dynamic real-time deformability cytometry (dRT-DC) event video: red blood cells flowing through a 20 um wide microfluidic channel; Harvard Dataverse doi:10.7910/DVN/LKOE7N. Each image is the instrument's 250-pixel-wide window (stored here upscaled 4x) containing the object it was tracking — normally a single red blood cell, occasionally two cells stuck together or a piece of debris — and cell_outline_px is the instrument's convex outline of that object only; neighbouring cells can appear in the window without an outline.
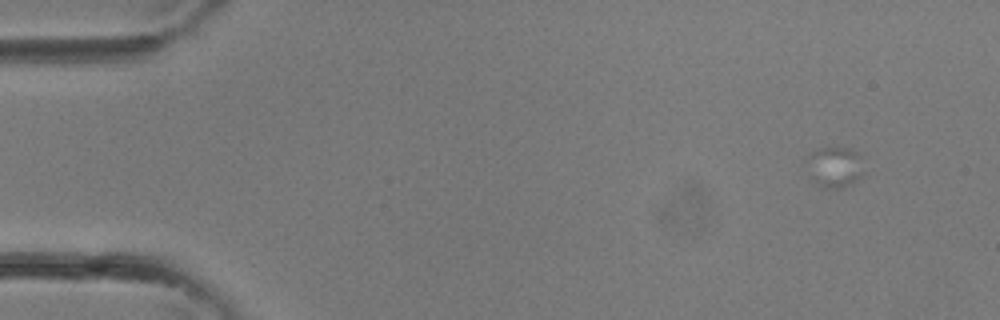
{"species": "common noctule bat (a hibernating species)", "species_latin": "Nyctalus noctula", "temperature_condition": "room temperature", "stored_images_in_passage": 12, "camera_frame_rate_fps": 3000, "um_per_image_px": 0.085, "animal": {"sex": "female"}, "frame": {"image": 1, "passage_image": 4, "time_ms": 1.0, "image_size_px": [1000, 320], "cell_outline_px": [[864, 172], [852, 184], [844, 188], [824, 188], [812, 180], [808, 156], [808, 152], [820, 148], [848, 148], [856, 152], [860, 156]], "centroid_in_image_um": [70.98, 14.2], "position_along_channel_um": 14.0, "area_um2": 13.35}}